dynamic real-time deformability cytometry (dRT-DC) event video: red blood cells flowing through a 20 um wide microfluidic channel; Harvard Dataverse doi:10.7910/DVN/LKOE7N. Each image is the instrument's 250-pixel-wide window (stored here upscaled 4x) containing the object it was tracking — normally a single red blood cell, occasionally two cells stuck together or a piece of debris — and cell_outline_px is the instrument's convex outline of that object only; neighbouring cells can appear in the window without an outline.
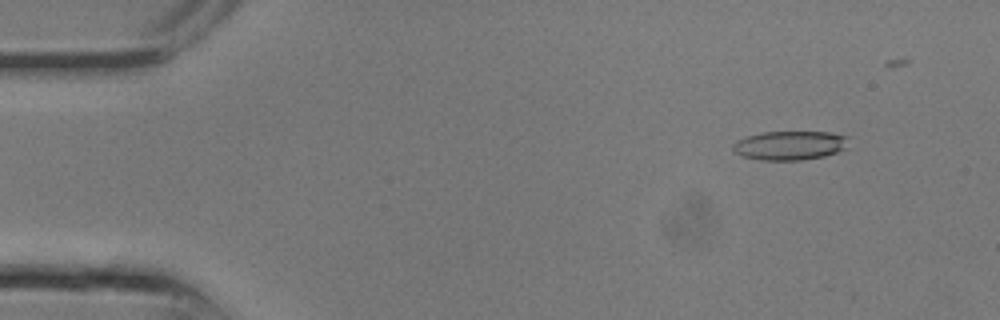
{"species": "common noctule bat (a hibernating species)", "species_latin": "Nyctalus noctula", "temperature_condition": "room temperature", "stored_images_in_passage": 13, "camera_frame_rate_fps": 3000, "um_per_image_px": 0.085, "animal": {"sex": "male", "body_mass_g": 13.3}, "frame": {"image": 1, "passage_image": 3, "time_ms": 0.667, "image_size_px": [1000, 320], "cell_outline_px": [[848, 148], [824, 156], [800, 160], [760, 160], [740, 156], [732, 148], [732, 144], [736, 140], [748, 136], [764, 132], [828, 132], [848, 136]], "centroid_in_image_um": [67.14, 12.36], "position_along_channel_um": 17.9, "area_um2": 19.65}}
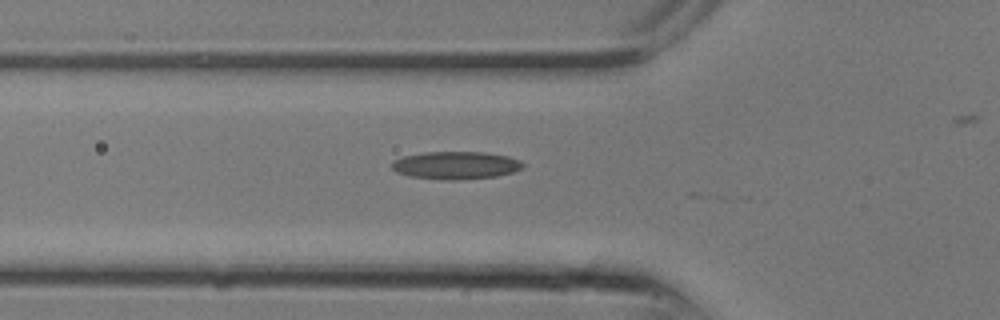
{"frame": {"image": 2, "passage_image": 9, "time_ms": 2.667, "image_size_px": [1000, 320], "cell_outline_px": [[524, 168], [512, 172], [496, 176], [456, 180], [448, 180], [408, 176], [396, 172], [392, 168], [392, 160], [404, 156], [424, 152], [484, 152], [508, 156], [520, 160], [524, 164]], "centroid_in_image_um": [38.74, 14.04], "position_along_channel_um": 87.1, "area_um2": 21.21}}
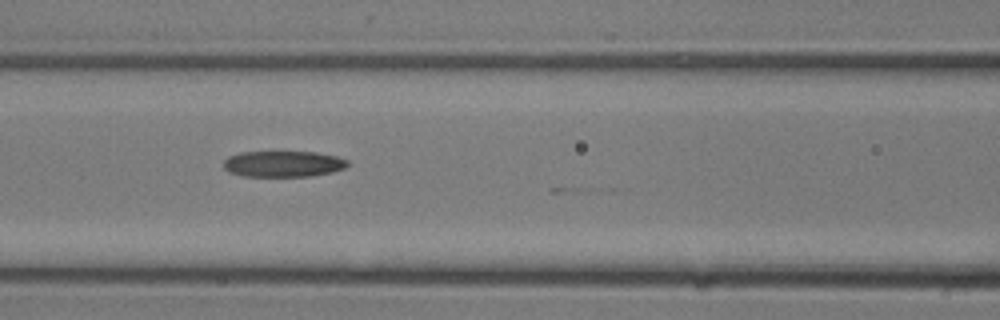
{"frame": {"image": 3, "passage_image": 11, "time_ms": 3.333, "image_size_px": [1000, 320], "cell_outline_px": [[348, 164], [344, 168], [332, 172], [308, 176], [244, 176], [228, 172], [224, 168], [224, 160], [228, 156], [240, 152], [316, 152], [336, 156], [348, 160]], "centroid_in_image_um": [24.05, 13.93], "position_along_channel_um": 142.6, "area_um2": 18.79}}